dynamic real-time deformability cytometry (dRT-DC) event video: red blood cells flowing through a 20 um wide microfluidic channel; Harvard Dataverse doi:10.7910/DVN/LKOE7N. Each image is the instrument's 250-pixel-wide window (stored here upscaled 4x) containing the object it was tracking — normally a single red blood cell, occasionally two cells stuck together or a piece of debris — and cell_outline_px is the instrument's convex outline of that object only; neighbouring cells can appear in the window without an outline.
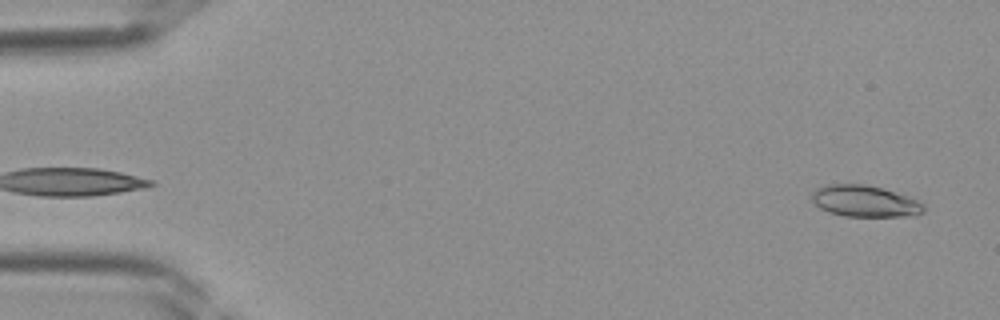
{"species": "Egyptian fruit bat (a non-hibernating species)", "species_latin": "Rousettus aegyptiacus", "temperature_condition": "room temperature", "stored_images_in_passage": 37, "camera_frame_rate_fps": 3000, "um_per_image_px": 0.085, "frame": {"image": 1, "passage_image": 1, "time_ms": 0.0, "image_size_px": [1000, 320], "cell_outline_px": [[924, 212], [916, 216], [844, 216], [828, 212], [812, 204], [812, 192], [816, 188], [824, 184], [864, 184], [880, 188], [908, 196], [924, 204]], "centroid_in_image_um": [73.47, 17.1], "position_along_channel_um": 11.5, "area_um2": 20.63}}
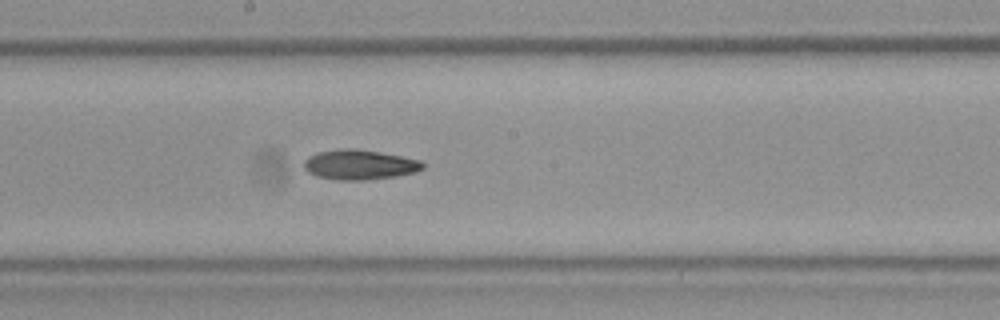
{"frame": {"image": 2, "passage_image": 20, "time_ms": 6.333, "image_size_px": [1000, 320], "cell_outline_px": [[424, 168], [416, 172], [396, 176], [364, 180], [336, 180], [316, 176], [308, 172], [304, 168], [304, 160], [308, 156], [316, 152], [340, 148], [356, 148], [380, 152], [420, 160], [424, 164]], "centroid_in_image_um": [30.53, 13.99], "position_along_channel_um": 217.7, "area_um2": 20.87}}
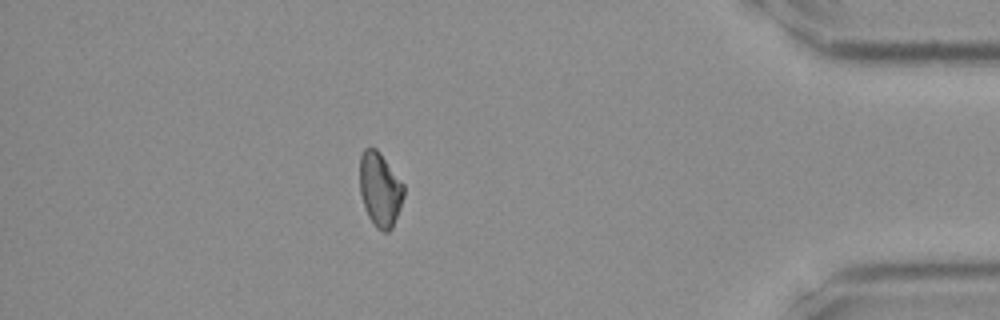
{"frame": {"image": 3, "passage_image": 33, "time_ms": 10.667, "image_size_px": [1000, 320], "cell_outline_px": [[404, 196], [400, 208], [392, 228], [388, 232], [384, 232], [376, 228], [368, 216], [360, 192], [360, 156], [364, 148], [376, 148], [380, 152], [404, 184]], "centroid_in_image_um": [32.31, 16.1], "position_along_channel_um": 402.9, "area_um2": 19.02}}